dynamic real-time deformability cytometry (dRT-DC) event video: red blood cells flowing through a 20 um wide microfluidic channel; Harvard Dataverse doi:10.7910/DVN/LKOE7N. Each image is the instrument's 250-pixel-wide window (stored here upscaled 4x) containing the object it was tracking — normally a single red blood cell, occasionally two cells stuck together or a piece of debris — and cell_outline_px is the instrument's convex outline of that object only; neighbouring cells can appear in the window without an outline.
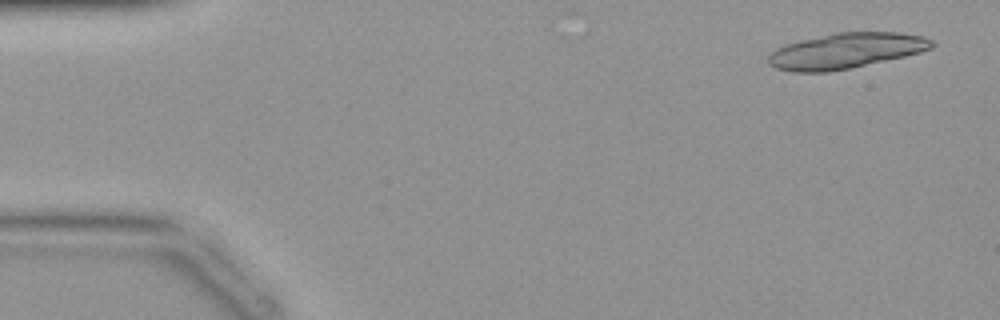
{"species": "common noctule bat (a hibernating species)", "species_latin": "Nyctalus noctula", "temperature_condition": "warm", "stored_images_in_passage": 15, "camera_frame_rate_fps": 3000, "um_per_image_px": 0.085, "animal": {"sex": "female", "body_mass_g": 19.9}, "frame": {"image": 1, "passage_image": 2, "time_ms": 0.333, "image_size_px": [1000, 320], "cell_outline_px": [[936, 44], [932, 48], [920, 52], [904, 56], [848, 68], [828, 72], [792, 72], [776, 68], [768, 64], [768, 56], [776, 48], [800, 40], [836, 32], [900, 32], [924, 36], [932, 40]], "centroid_in_image_um": [71.91, 4.31], "position_along_channel_um": 13.1, "area_um2": 33.64}}